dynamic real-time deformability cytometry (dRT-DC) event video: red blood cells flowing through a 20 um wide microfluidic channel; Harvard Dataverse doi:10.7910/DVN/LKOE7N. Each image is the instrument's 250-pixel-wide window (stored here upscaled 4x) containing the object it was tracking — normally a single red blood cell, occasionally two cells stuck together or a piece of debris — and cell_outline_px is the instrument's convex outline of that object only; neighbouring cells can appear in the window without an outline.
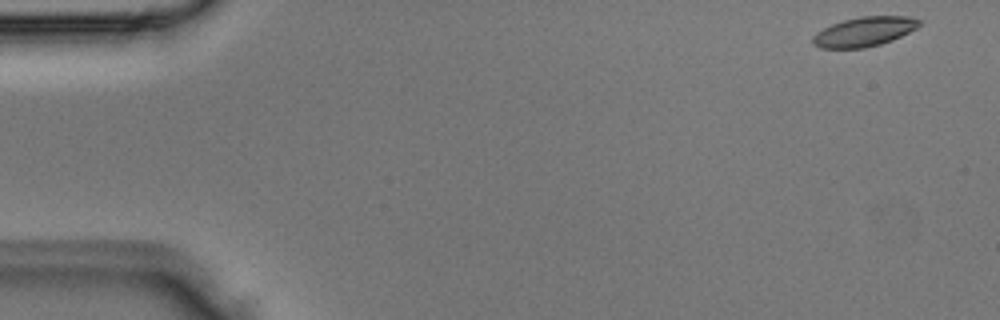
{"species": "Egyptian fruit bat (a non-hibernating species)", "species_latin": "Rousettus aegyptiacus", "temperature_condition": "room temperature", "stored_images_in_passage": 4, "camera_frame_rate_fps": 3000, "um_per_image_px": 0.085, "animal": {"sex": "male"}, "frame": {"image": 1, "passage_image": 1, "time_ms": 0.0, "image_size_px": [1000, 320], "cell_outline_px": [[920, 24], [916, 28], [892, 40], [880, 44], [864, 48], [820, 48], [812, 44], [812, 36], [816, 32], [832, 24], [844, 20], [860, 16], [912, 16], [920, 20]], "centroid_in_image_um": [73.44, 2.69], "position_along_channel_um": 11.6, "area_um2": 18.26}}
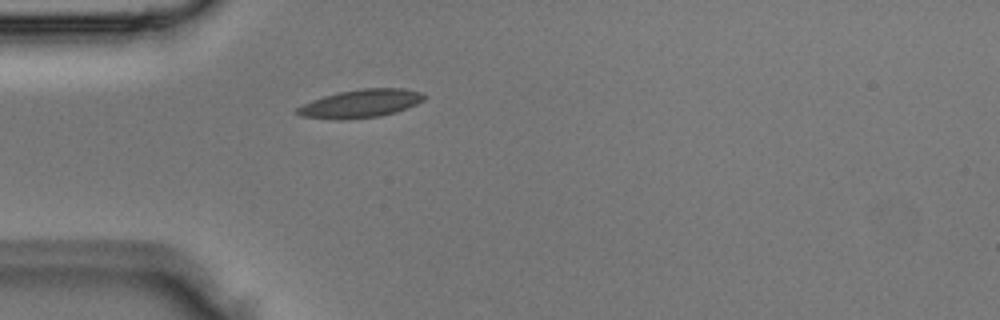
{"frame": {"image": 2, "passage_image": 4, "time_ms": 1.0, "image_size_px": [1000, 320], "cell_outline_px": [[428, 96], [424, 100], [416, 104], [396, 112], [380, 116], [344, 120], [336, 120], [300, 116], [296, 112], [296, 108], [312, 100], [324, 96], [340, 92], [364, 88], [404, 88], [420, 92]], "centroid_in_image_um": [30.67, 8.81], "position_along_channel_um": 54.3, "area_um2": 20.87}}